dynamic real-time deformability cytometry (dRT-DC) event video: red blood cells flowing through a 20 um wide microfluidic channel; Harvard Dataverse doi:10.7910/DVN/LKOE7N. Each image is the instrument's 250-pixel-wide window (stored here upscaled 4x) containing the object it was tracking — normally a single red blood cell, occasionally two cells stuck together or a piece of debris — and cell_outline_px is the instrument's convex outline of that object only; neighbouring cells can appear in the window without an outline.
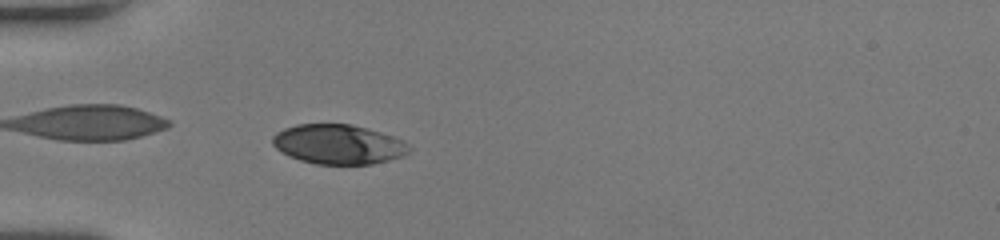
{"species": "human", "species_latin": "Homo sapiens", "temperature_condition": "room temperature", "stored_images_in_passage": 39, "camera_frame_rate_fps": 3000, "um_per_image_px": 0.085, "donor": {"sex": "female"}, "frame": {"image": 1, "passage_image": 4, "time_ms": 1.0, "image_size_px": [1000, 240], "cell_outline_px": [[412, 148], [404, 156], [372, 164], [316, 164], [300, 160], [288, 156], [280, 152], [272, 144], [272, 136], [276, 132], [284, 128], [296, 124], [352, 124], [380, 132], [404, 140]], "centroid_in_image_um": [28.75, 12.26], "position_along_channel_um": 56.3, "area_um2": 31.73}}
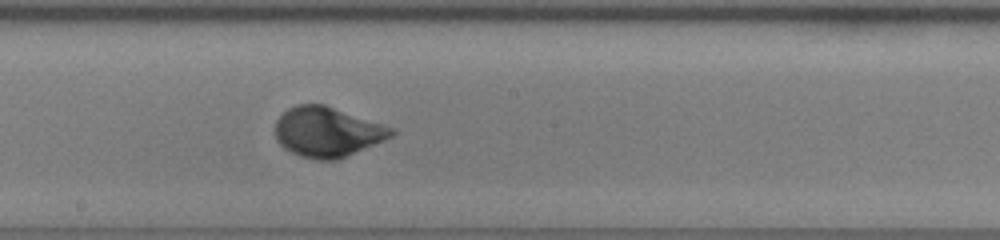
{"frame": {"image": 2, "passage_image": 17, "time_ms": 5.333, "image_size_px": [1000, 240], "cell_outline_px": [[396, 132], [392, 136], [384, 140], [336, 160], [316, 160], [300, 156], [284, 148], [276, 140], [276, 120], [288, 108], [296, 104], [324, 104], [396, 128]], "centroid_in_image_um": [27.83, 11.21], "position_along_channel_um": 220.4, "area_um2": 33.76}}
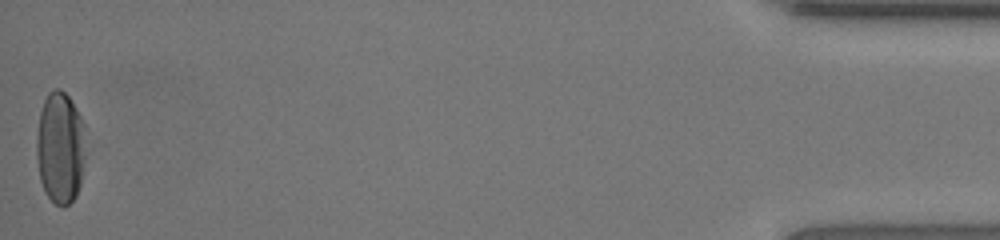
{"frame": {"image": 3, "passage_image": 39, "time_ms": 12.667, "image_size_px": [1000, 240], "cell_outline_px": [[84, 160], [80, 184], [76, 196], [68, 204], [56, 204], [44, 192], [40, 180], [36, 156], [36, 136], [40, 112], [44, 100], [48, 92], [52, 88], [60, 88], [68, 96], [76, 108], [84, 124]], "centroid_in_image_um": [5.1, 12.52], "position_along_channel_um": 430.1, "area_um2": 32.08}, "authors_computed_cell_mechanics": {"area_um2": 32.8304, "velocity_mm_per_s": 4.0684, "shape_relaxation_time_tau1_ms": 2.3188, "shape_relaxation_time_tau2_ms": null, "deformation_change_tau1": 0.1716, "deformation_change_tau2": null}}